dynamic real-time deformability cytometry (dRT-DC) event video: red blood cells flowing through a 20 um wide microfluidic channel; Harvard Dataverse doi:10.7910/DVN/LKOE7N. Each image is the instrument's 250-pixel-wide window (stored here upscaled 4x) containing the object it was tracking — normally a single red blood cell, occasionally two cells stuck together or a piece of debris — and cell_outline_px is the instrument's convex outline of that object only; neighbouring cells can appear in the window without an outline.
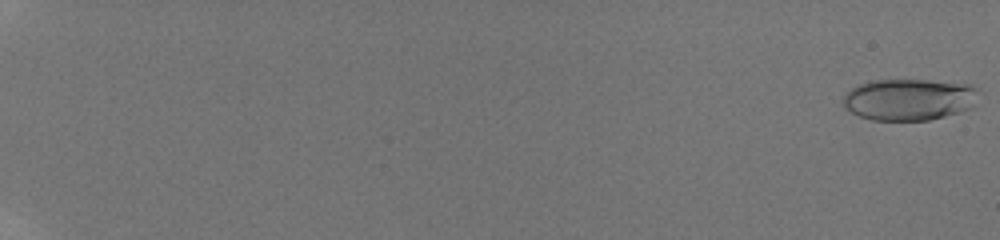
{"species": "human", "species_latin": "Homo sapiens", "temperature_condition": "room temperature", "stored_images_in_passage": 20, "camera_frame_rate_fps": 3000, "um_per_image_px": 0.085, "donor": {"sex": "male"}, "frame": {"image": 1, "passage_image": 1, "time_ms": 0.0, "image_size_px": [1000, 240], "cell_outline_px": [[980, 88], [972, 108], [960, 112], [928, 120], [872, 120], [860, 116], [844, 108], [840, 100], [844, 92], [860, 84], [872, 80], [928, 80], [972, 84]], "centroid_in_image_um": [77.26, 8.44], "position_along_channel_um": 7.7, "area_um2": 33.29}}
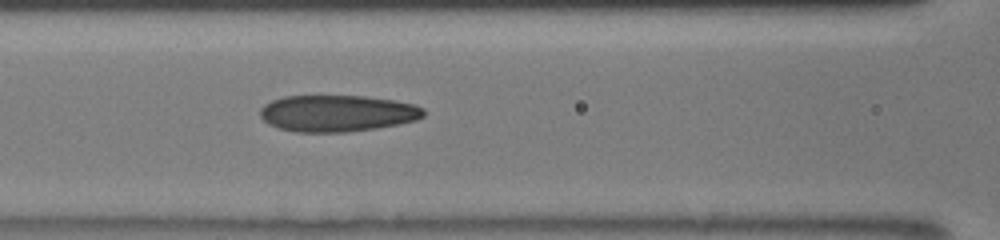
{"frame": {"image": 2, "passage_image": 18, "time_ms": 9.333, "image_size_px": [1000, 240], "cell_outline_px": [[424, 116], [416, 120], [376, 128], [348, 132], [296, 132], [276, 128], [268, 124], [260, 116], [260, 108], [264, 104], [272, 100], [284, 96], [364, 96], [392, 100], [416, 104], [424, 108]], "centroid_in_image_um": [28.64, 9.63], "position_along_channel_um": 138.0, "area_um2": 34.97}}
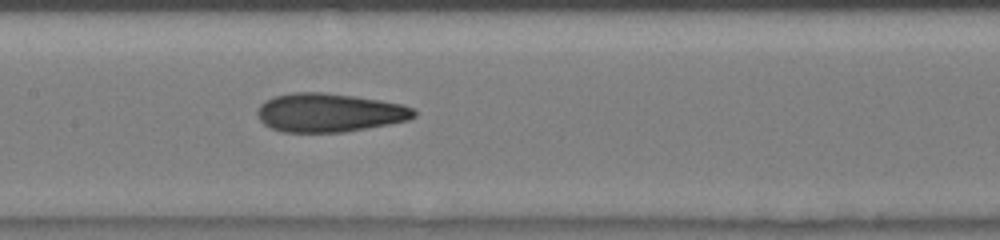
{"frame": {"image": 3, "passage_image": 20, "time_ms": 10.333, "image_size_px": [1000, 240], "cell_outline_px": [[416, 116], [408, 120], [368, 128], [344, 132], [284, 132], [272, 128], [264, 124], [260, 120], [256, 112], [260, 104], [264, 100], [276, 96], [292, 92], [320, 92], [352, 96], [380, 100], [400, 104], [412, 108], [416, 112]], "centroid_in_image_um": [27.96, 9.58], "position_along_channel_um": 179.4, "area_um2": 35.14}}